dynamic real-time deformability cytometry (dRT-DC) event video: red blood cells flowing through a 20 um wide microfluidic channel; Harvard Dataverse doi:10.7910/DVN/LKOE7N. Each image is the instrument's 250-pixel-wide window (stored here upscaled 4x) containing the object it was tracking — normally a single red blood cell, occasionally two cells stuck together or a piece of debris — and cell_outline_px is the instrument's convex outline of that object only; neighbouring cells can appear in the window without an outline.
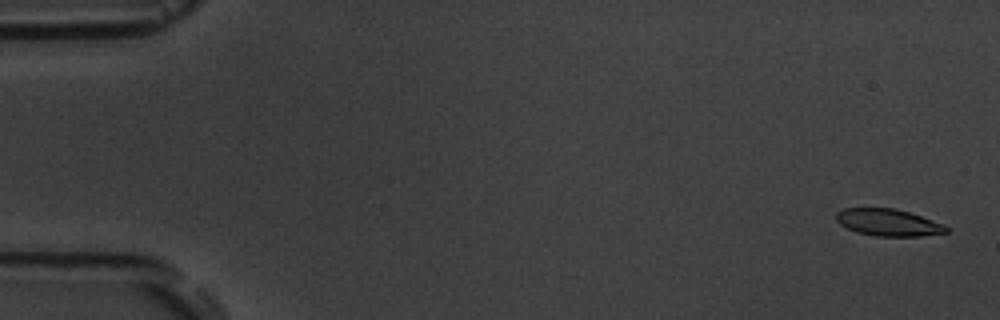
{"species": "common noctule bat (a hibernating species)", "species_latin": "Nyctalus noctula", "temperature_condition": "room temperature", "stored_images_in_passage": 6, "camera_frame_rate_fps": 3000, "um_per_image_px": 0.085, "animal": {"sex": "male", "body_mass_g": 19.5, "forearm_length_mm": 54.6}, "frame": {"image": 1, "passage_image": 1, "time_ms": 0.0, "image_size_px": [1000, 320], "cell_outline_px": [[948, 232], [920, 236], [876, 236], [856, 232], [840, 224], [836, 220], [836, 212], [844, 208], [896, 208], [944, 224], [948, 228]], "centroid_in_image_um": [75.48, 18.91], "position_along_channel_um": 9.5, "area_um2": 17.22}}
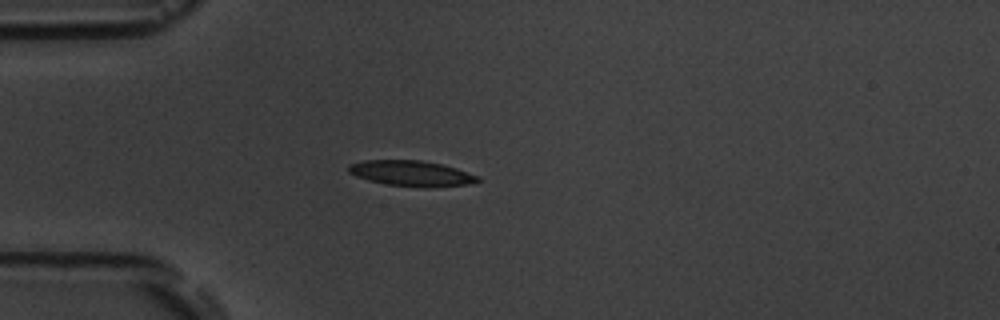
{"frame": {"image": 2, "passage_image": 5, "time_ms": 4.667, "image_size_px": [1000, 320], "cell_outline_px": [[480, 180], [468, 184], [432, 188], [424, 188], [388, 184], [368, 180], [356, 176], [348, 172], [348, 164], [364, 160], [420, 160], [440, 164], [456, 168], [480, 176]], "centroid_in_image_um": [34.97, 14.74], "position_along_channel_um": 50.0, "area_um2": 19.31}}